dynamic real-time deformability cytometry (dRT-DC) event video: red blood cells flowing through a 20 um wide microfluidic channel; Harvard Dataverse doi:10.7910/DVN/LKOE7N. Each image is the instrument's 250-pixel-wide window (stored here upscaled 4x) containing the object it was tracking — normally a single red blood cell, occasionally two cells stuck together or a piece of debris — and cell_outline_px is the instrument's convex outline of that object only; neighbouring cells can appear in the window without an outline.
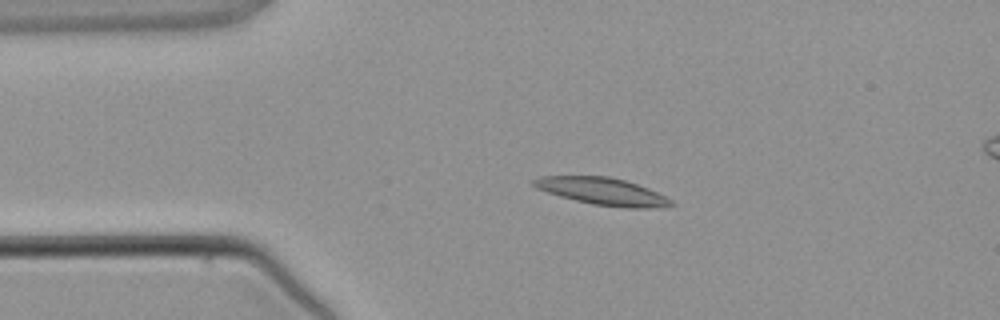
{"species": "common noctule bat (a hibernating species)", "species_latin": "Nyctalus noctula", "temperature_condition": "warm", "stored_images_in_passage": 4, "segment_of_instrument_passage": [1, 2], "camera_frame_rate_fps": 3000, "um_per_image_px": 0.085, "animal": {"sex": "male", "body_mass_g": 21.5, "forearm_length_mm": 52.0}, "frame": {"image": 1, "passage_image": 2, "time_ms": 1.333, "image_size_px": [1000, 320], "cell_outline_px": [[676, 204], [648, 208], [624, 208], [592, 204], [560, 196], [536, 188], [532, 184], [532, 180], [540, 176], [608, 176], [624, 180], [648, 188], [672, 200]], "centroid_in_image_um": [51.18, 16.26], "position_along_channel_um": 33.8, "area_um2": 21.56}}